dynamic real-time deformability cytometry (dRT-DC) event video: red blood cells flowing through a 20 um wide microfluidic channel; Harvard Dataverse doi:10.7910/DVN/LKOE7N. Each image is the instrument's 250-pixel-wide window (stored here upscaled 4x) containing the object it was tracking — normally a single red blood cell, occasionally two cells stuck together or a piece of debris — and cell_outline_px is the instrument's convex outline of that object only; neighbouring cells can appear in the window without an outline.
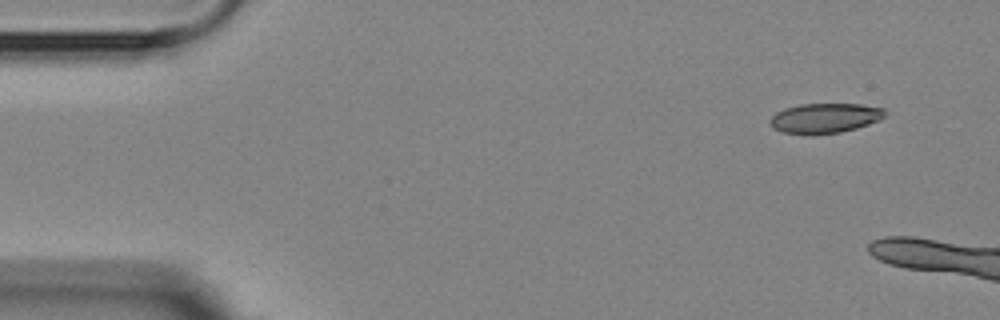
{"species": "Egyptian fruit bat (a non-hibernating species)", "species_latin": "Rousettus aegyptiacus", "temperature_condition": "room temperature", "stored_images_in_passage": 3, "camera_frame_rate_fps": 3000, "um_per_image_px": 0.085, "animal": {"sex": "female"}, "frame": {"image": 1, "passage_image": 1, "time_ms": 0.0, "image_size_px": [1000, 320], "cell_outline_px": [[884, 116], [880, 120], [856, 128], [840, 132], [784, 132], [772, 128], [768, 120], [776, 112], [784, 108], [800, 104], [860, 104], [884, 108]], "centroid_in_image_um": [70.11, 10.0], "position_along_channel_um": 14.9, "area_um2": 19.42}}